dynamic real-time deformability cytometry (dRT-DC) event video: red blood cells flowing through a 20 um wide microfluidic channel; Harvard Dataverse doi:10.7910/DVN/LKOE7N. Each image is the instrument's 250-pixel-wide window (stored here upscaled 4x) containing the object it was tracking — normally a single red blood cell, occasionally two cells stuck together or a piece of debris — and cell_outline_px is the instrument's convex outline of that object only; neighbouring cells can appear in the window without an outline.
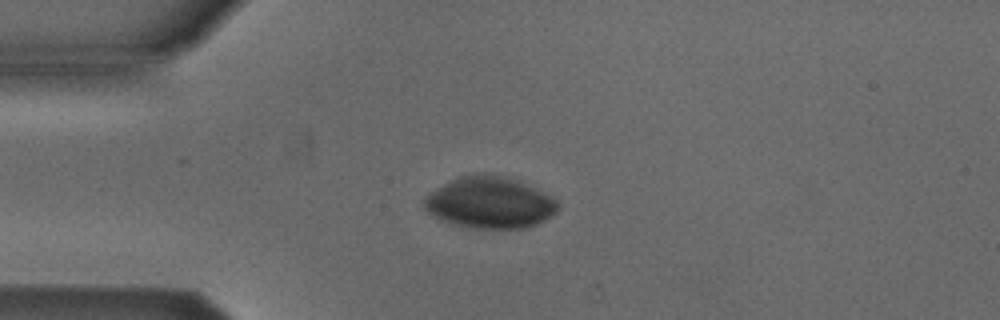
{"species": "Egyptian fruit bat (a non-hibernating species)", "species_latin": "Rousettus aegyptiacus", "temperature_condition": "cold", "stored_images_in_passage": 25, "camera_frame_rate_fps": 3000, "um_per_image_px": 0.085, "animal": {"sex": "male"}, "frame": {"image": 1, "passage_image": 9, "time_ms": 2.667, "image_size_px": [1000, 320], "cell_outline_px": [[556, 212], [552, 216], [528, 228], [472, 228], [452, 224], [428, 212], [424, 208], [424, 200], [436, 188], [460, 176], [484, 172], [520, 180], [556, 200]], "centroid_in_image_um": [41.63, 17.22], "position_along_channel_um": 43.4, "area_um2": 39.71}}
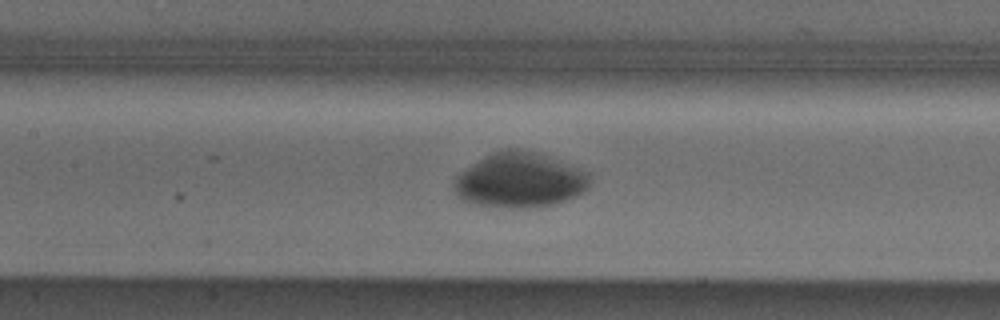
{"frame": {"image": 2, "passage_image": 20, "time_ms": 6.333, "image_size_px": [1000, 320], "cell_outline_px": [[592, 180], [588, 188], [584, 192], [576, 196], [556, 204], [512, 208], [508, 208], [476, 204], [464, 200], [456, 196], [452, 188], [452, 184], [456, 176], [460, 172], [472, 164], [492, 152], [508, 148], [516, 148], [540, 152], [588, 172], [592, 176]], "centroid_in_image_um": [44.19, 15.3], "position_along_channel_um": 163.2, "area_um2": 43.81}}
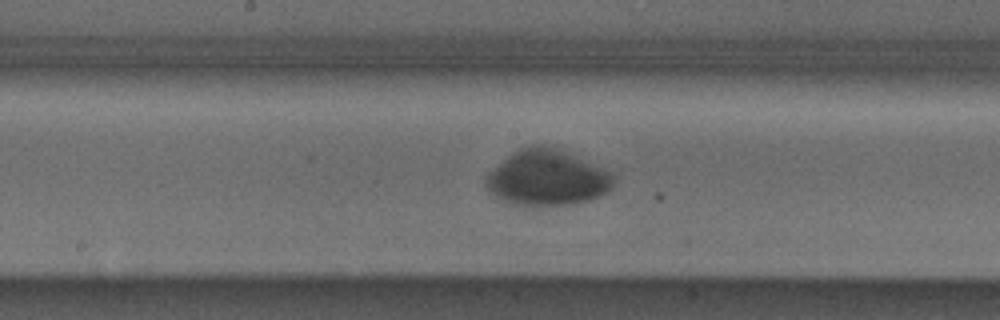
{"frame": {"image": 3, "passage_image": 23, "time_ms": 7.333, "image_size_px": [1000, 320], "cell_outline_px": [[612, 188], [588, 200], [572, 204], [512, 204], [496, 196], [484, 184], [484, 180], [488, 172], [508, 156], [520, 148], [536, 144], [540, 144], [564, 152], [612, 172]], "centroid_in_image_um": [46.46, 15.1], "position_along_channel_um": 201.7, "area_um2": 40.17}}